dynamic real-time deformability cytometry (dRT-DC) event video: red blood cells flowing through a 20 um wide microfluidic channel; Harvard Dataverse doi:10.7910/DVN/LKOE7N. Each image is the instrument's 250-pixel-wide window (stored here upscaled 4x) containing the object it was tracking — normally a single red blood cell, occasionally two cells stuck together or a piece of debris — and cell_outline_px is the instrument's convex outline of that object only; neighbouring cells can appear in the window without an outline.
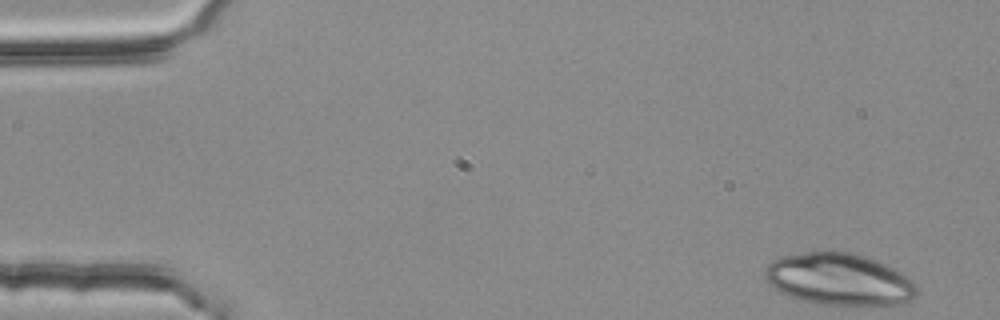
{"species": "common noctule bat (a hibernating species)", "species_latin": "Nyctalus noctula", "temperature_condition": "room temperature", "stored_images_in_passage": 3, "camera_frame_rate_fps": 3000, "um_per_image_px": 0.085, "animal": {"sex": "female", "body_mass_g": 25.1}, "frame": {"image": 1, "passage_image": 1, "time_ms": 0.0, "image_size_px": [1000, 320], "cell_outline_px": [[916, 296], [908, 300], [896, 304], [820, 304], [800, 300], [788, 296], [780, 292], [768, 284], [764, 276], [764, 268], [772, 260], [784, 256], [804, 252], [848, 252], [864, 256], [884, 264], [908, 276], [916, 284]], "centroid_in_image_um": [71.27, 23.74], "position_along_channel_um": 13.7, "area_um2": 45.49}}